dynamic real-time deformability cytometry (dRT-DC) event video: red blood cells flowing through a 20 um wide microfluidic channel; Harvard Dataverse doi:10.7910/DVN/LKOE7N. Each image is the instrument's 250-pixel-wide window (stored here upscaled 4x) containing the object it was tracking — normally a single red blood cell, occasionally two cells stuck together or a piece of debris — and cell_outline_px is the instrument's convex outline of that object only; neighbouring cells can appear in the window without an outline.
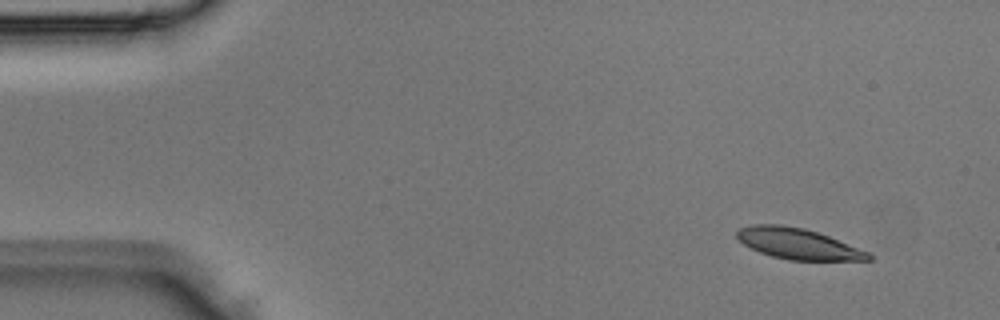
{"species": "Egyptian fruit bat (a non-hibernating species)", "species_latin": "Rousettus aegyptiacus", "temperature_condition": "room temperature", "stored_images_in_passage": 3, "camera_frame_rate_fps": 3000, "um_per_image_px": 0.085, "animal": {"sex": "male"}, "frame": {"image": 1, "passage_image": 1, "time_ms": 0.0, "image_size_px": [1000, 320], "cell_outline_px": [[872, 260], [788, 260], [772, 256], [760, 252], [744, 244], [736, 236], [736, 232], [740, 228], [752, 224], [780, 224], [804, 228], [828, 236], [868, 252], [872, 256]], "centroid_in_image_um": [67.8, 20.71], "position_along_channel_um": 17.2, "area_um2": 23.35}}